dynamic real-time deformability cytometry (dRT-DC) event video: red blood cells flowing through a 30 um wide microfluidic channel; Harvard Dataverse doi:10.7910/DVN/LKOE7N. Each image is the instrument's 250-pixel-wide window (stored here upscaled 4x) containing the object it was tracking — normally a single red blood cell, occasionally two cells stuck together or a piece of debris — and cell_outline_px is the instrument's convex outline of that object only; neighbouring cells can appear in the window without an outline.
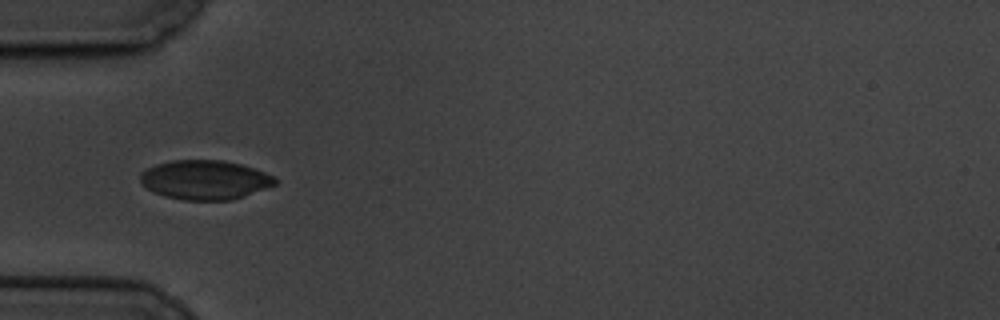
{"species": "common noctule bat (a hibernating species)", "species_latin": "Nyctalus noctula", "temperature_condition": "cold", "stored_images_in_passage": 2, "camera_frame_rate_fps": 3000, "um_per_image_px": 0.085, "animal": {"sex": "male", "body_mass_g": 19.5, "forearm_length_mm": 54.6}, "frame": {"image": 1, "passage_image": 2, "time_ms": 1.333, "image_size_px": [1000, 320], "cell_outline_px": [[280, 180], [276, 184], [244, 196], [232, 200], [184, 200], [164, 196], [152, 192], [140, 180], [140, 172], [156, 164], [172, 160], [224, 160], [256, 168], [276, 176]], "centroid_in_image_um": [17.46, 15.28], "position_along_channel_um": 67.5, "area_um2": 31.1}}